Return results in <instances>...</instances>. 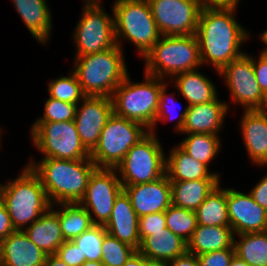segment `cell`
<instances>
[{
	"label": "cell",
	"mask_w": 267,
	"mask_h": 266,
	"mask_svg": "<svg viewBox=\"0 0 267 266\" xmlns=\"http://www.w3.org/2000/svg\"><path fill=\"white\" fill-rule=\"evenodd\" d=\"M237 5L231 7H202L195 33L202 66L211 65L219 72L245 52L242 44L250 37L235 19ZM249 36V37H248Z\"/></svg>",
	"instance_id": "cell-1"
},
{
	"label": "cell",
	"mask_w": 267,
	"mask_h": 266,
	"mask_svg": "<svg viewBox=\"0 0 267 266\" xmlns=\"http://www.w3.org/2000/svg\"><path fill=\"white\" fill-rule=\"evenodd\" d=\"M39 177L52 205L79 203L85 196L90 175L97 168L91 159L44 158L26 164Z\"/></svg>",
	"instance_id": "cell-2"
},
{
	"label": "cell",
	"mask_w": 267,
	"mask_h": 266,
	"mask_svg": "<svg viewBox=\"0 0 267 266\" xmlns=\"http://www.w3.org/2000/svg\"><path fill=\"white\" fill-rule=\"evenodd\" d=\"M123 51L116 44L102 52L75 57L72 71L86 96L112 97L129 74Z\"/></svg>",
	"instance_id": "cell-3"
},
{
	"label": "cell",
	"mask_w": 267,
	"mask_h": 266,
	"mask_svg": "<svg viewBox=\"0 0 267 266\" xmlns=\"http://www.w3.org/2000/svg\"><path fill=\"white\" fill-rule=\"evenodd\" d=\"M0 198L15 230L20 231L38 220L52 206L39 177L27 165L17 178L0 184Z\"/></svg>",
	"instance_id": "cell-4"
},
{
	"label": "cell",
	"mask_w": 267,
	"mask_h": 266,
	"mask_svg": "<svg viewBox=\"0 0 267 266\" xmlns=\"http://www.w3.org/2000/svg\"><path fill=\"white\" fill-rule=\"evenodd\" d=\"M145 74L173 77L202 66L199 43L195 34L185 36L161 35L152 49L144 56Z\"/></svg>",
	"instance_id": "cell-5"
},
{
	"label": "cell",
	"mask_w": 267,
	"mask_h": 266,
	"mask_svg": "<svg viewBox=\"0 0 267 266\" xmlns=\"http://www.w3.org/2000/svg\"><path fill=\"white\" fill-rule=\"evenodd\" d=\"M112 12L116 44L123 49L122 42L128 40L144 58L161 37L148 1L115 0Z\"/></svg>",
	"instance_id": "cell-6"
},
{
	"label": "cell",
	"mask_w": 267,
	"mask_h": 266,
	"mask_svg": "<svg viewBox=\"0 0 267 266\" xmlns=\"http://www.w3.org/2000/svg\"><path fill=\"white\" fill-rule=\"evenodd\" d=\"M143 82H133L129 74L117 86L111 99L113 112L152 130L164 79L144 74Z\"/></svg>",
	"instance_id": "cell-7"
},
{
	"label": "cell",
	"mask_w": 267,
	"mask_h": 266,
	"mask_svg": "<svg viewBox=\"0 0 267 266\" xmlns=\"http://www.w3.org/2000/svg\"><path fill=\"white\" fill-rule=\"evenodd\" d=\"M148 132L142 124L113 112L101 131L97 146L90 153V159L97 168H116L126 153Z\"/></svg>",
	"instance_id": "cell-8"
},
{
	"label": "cell",
	"mask_w": 267,
	"mask_h": 266,
	"mask_svg": "<svg viewBox=\"0 0 267 266\" xmlns=\"http://www.w3.org/2000/svg\"><path fill=\"white\" fill-rule=\"evenodd\" d=\"M154 132L149 131L115 168L123 186L153 182L165 175L166 154Z\"/></svg>",
	"instance_id": "cell-9"
},
{
	"label": "cell",
	"mask_w": 267,
	"mask_h": 266,
	"mask_svg": "<svg viewBox=\"0 0 267 266\" xmlns=\"http://www.w3.org/2000/svg\"><path fill=\"white\" fill-rule=\"evenodd\" d=\"M103 0H85L73 32L75 57L102 52L116 45L114 15L101 6Z\"/></svg>",
	"instance_id": "cell-10"
},
{
	"label": "cell",
	"mask_w": 267,
	"mask_h": 266,
	"mask_svg": "<svg viewBox=\"0 0 267 266\" xmlns=\"http://www.w3.org/2000/svg\"><path fill=\"white\" fill-rule=\"evenodd\" d=\"M33 145L43 158L63 160L90 159L74 120L62 122H34L30 129Z\"/></svg>",
	"instance_id": "cell-11"
},
{
	"label": "cell",
	"mask_w": 267,
	"mask_h": 266,
	"mask_svg": "<svg viewBox=\"0 0 267 266\" xmlns=\"http://www.w3.org/2000/svg\"><path fill=\"white\" fill-rule=\"evenodd\" d=\"M224 78L231 100L244 110H264L267 97L262 93L257 82L252 64V56L244 53L232 60L220 72Z\"/></svg>",
	"instance_id": "cell-12"
},
{
	"label": "cell",
	"mask_w": 267,
	"mask_h": 266,
	"mask_svg": "<svg viewBox=\"0 0 267 266\" xmlns=\"http://www.w3.org/2000/svg\"><path fill=\"white\" fill-rule=\"evenodd\" d=\"M122 190L123 185L115 168H96L79 203L87 210L94 225H105Z\"/></svg>",
	"instance_id": "cell-13"
},
{
	"label": "cell",
	"mask_w": 267,
	"mask_h": 266,
	"mask_svg": "<svg viewBox=\"0 0 267 266\" xmlns=\"http://www.w3.org/2000/svg\"><path fill=\"white\" fill-rule=\"evenodd\" d=\"M161 35L195 34L202 6L197 0H147Z\"/></svg>",
	"instance_id": "cell-14"
},
{
	"label": "cell",
	"mask_w": 267,
	"mask_h": 266,
	"mask_svg": "<svg viewBox=\"0 0 267 266\" xmlns=\"http://www.w3.org/2000/svg\"><path fill=\"white\" fill-rule=\"evenodd\" d=\"M81 102L77 105L74 123L83 145L91 153L113 113V103L111 97L96 96H86Z\"/></svg>",
	"instance_id": "cell-15"
},
{
	"label": "cell",
	"mask_w": 267,
	"mask_h": 266,
	"mask_svg": "<svg viewBox=\"0 0 267 266\" xmlns=\"http://www.w3.org/2000/svg\"><path fill=\"white\" fill-rule=\"evenodd\" d=\"M227 209L234 235L267 231V210L250 193L227 188Z\"/></svg>",
	"instance_id": "cell-16"
},
{
	"label": "cell",
	"mask_w": 267,
	"mask_h": 266,
	"mask_svg": "<svg viewBox=\"0 0 267 266\" xmlns=\"http://www.w3.org/2000/svg\"><path fill=\"white\" fill-rule=\"evenodd\" d=\"M138 217L165 212L172 204L171 183L165 174L148 183L123 186Z\"/></svg>",
	"instance_id": "cell-17"
},
{
	"label": "cell",
	"mask_w": 267,
	"mask_h": 266,
	"mask_svg": "<svg viewBox=\"0 0 267 266\" xmlns=\"http://www.w3.org/2000/svg\"><path fill=\"white\" fill-rule=\"evenodd\" d=\"M228 111H230L229 104L219 100V97L206 103L191 105L186 113L181 133L219 135L225 125L223 123Z\"/></svg>",
	"instance_id": "cell-18"
},
{
	"label": "cell",
	"mask_w": 267,
	"mask_h": 266,
	"mask_svg": "<svg viewBox=\"0 0 267 266\" xmlns=\"http://www.w3.org/2000/svg\"><path fill=\"white\" fill-rule=\"evenodd\" d=\"M104 228L111 236L138 250L141 242L139 217L124 190L116 197L111 216Z\"/></svg>",
	"instance_id": "cell-19"
},
{
	"label": "cell",
	"mask_w": 267,
	"mask_h": 266,
	"mask_svg": "<svg viewBox=\"0 0 267 266\" xmlns=\"http://www.w3.org/2000/svg\"><path fill=\"white\" fill-rule=\"evenodd\" d=\"M243 112L239 125L247 155L253 164L267 167V111Z\"/></svg>",
	"instance_id": "cell-20"
},
{
	"label": "cell",
	"mask_w": 267,
	"mask_h": 266,
	"mask_svg": "<svg viewBox=\"0 0 267 266\" xmlns=\"http://www.w3.org/2000/svg\"><path fill=\"white\" fill-rule=\"evenodd\" d=\"M46 257L24 231L16 230L0 243L1 266H44Z\"/></svg>",
	"instance_id": "cell-21"
},
{
	"label": "cell",
	"mask_w": 267,
	"mask_h": 266,
	"mask_svg": "<svg viewBox=\"0 0 267 266\" xmlns=\"http://www.w3.org/2000/svg\"><path fill=\"white\" fill-rule=\"evenodd\" d=\"M11 1L34 39L43 45L49 43L53 22L47 0Z\"/></svg>",
	"instance_id": "cell-22"
},
{
	"label": "cell",
	"mask_w": 267,
	"mask_h": 266,
	"mask_svg": "<svg viewBox=\"0 0 267 266\" xmlns=\"http://www.w3.org/2000/svg\"><path fill=\"white\" fill-rule=\"evenodd\" d=\"M52 205L40 218L23 231L47 255L56 254L65 241L61 232L59 209Z\"/></svg>",
	"instance_id": "cell-23"
},
{
	"label": "cell",
	"mask_w": 267,
	"mask_h": 266,
	"mask_svg": "<svg viewBox=\"0 0 267 266\" xmlns=\"http://www.w3.org/2000/svg\"><path fill=\"white\" fill-rule=\"evenodd\" d=\"M137 251L148 260L168 263L187 252V242L165 228L144 237Z\"/></svg>",
	"instance_id": "cell-24"
},
{
	"label": "cell",
	"mask_w": 267,
	"mask_h": 266,
	"mask_svg": "<svg viewBox=\"0 0 267 266\" xmlns=\"http://www.w3.org/2000/svg\"><path fill=\"white\" fill-rule=\"evenodd\" d=\"M165 174L170 181H193L199 179H220L217 172L189 156L179 145L172 147L166 156Z\"/></svg>",
	"instance_id": "cell-25"
},
{
	"label": "cell",
	"mask_w": 267,
	"mask_h": 266,
	"mask_svg": "<svg viewBox=\"0 0 267 266\" xmlns=\"http://www.w3.org/2000/svg\"><path fill=\"white\" fill-rule=\"evenodd\" d=\"M173 78L171 82L185 98L188 106L206 103L218 97L215 83L198 69L180 73Z\"/></svg>",
	"instance_id": "cell-26"
},
{
	"label": "cell",
	"mask_w": 267,
	"mask_h": 266,
	"mask_svg": "<svg viewBox=\"0 0 267 266\" xmlns=\"http://www.w3.org/2000/svg\"><path fill=\"white\" fill-rule=\"evenodd\" d=\"M234 247V232L231 227L197 225L187 242V252L204 253Z\"/></svg>",
	"instance_id": "cell-27"
},
{
	"label": "cell",
	"mask_w": 267,
	"mask_h": 266,
	"mask_svg": "<svg viewBox=\"0 0 267 266\" xmlns=\"http://www.w3.org/2000/svg\"><path fill=\"white\" fill-rule=\"evenodd\" d=\"M220 181V179L170 181L172 204L184 209L196 211Z\"/></svg>",
	"instance_id": "cell-28"
},
{
	"label": "cell",
	"mask_w": 267,
	"mask_h": 266,
	"mask_svg": "<svg viewBox=\"0 0 267 266\" xmlns=\"http://www.w3.org/2000/svg\"><path fill=\"white\" fill-rule=\"evenodd\" d=\"M195 212L198 225L230 227L227 188H221L219 183Z\"/></svg>",
	"instance_id": "cell-29"
},
{
	"label": "cell",
	"mask_w": 267,
	"mask_h": 266,
	"mask_svg": "<svg viewBox=\"0 0 267 266\" xmlns=\"http://www.w3.org/2000/svg\"><path fill=\"white\" fill-rule=\"evenodd\" d=\"M234 247L236 255L249 266H267V231L234 235Z\"/></svg>",
	"instance_id": "cell-30"
},
{
	"label": "cell",
	"mask_w": 267,
	"mask_h": 266,
	"mask_svg": "<svg viewBox=\"0 0 267 266\" xmlns=\"http://www.w3.org/2000/svg\"><path fill=\"white\" fill-rule=\"evenodd\" d=\"M59 221L65 241H71L94 226L91 216L80 203H59Z\"/></svg>",
	"instance_id": "cell-31"
},
{
	"label": "cell",
	"mask_w": 267,
	"mask_h": 266,
	"mask_svg": "<svg viewBox=\"0 0 267 266\" xmlns=\"http://www.w3.org/2000/svg\"><path fill=\"white\" fill-rule=\"evenodd\" d=\"M179 145L189 156L208 167L221 150V138L214 134H186Z\"/></svg>",
	"instance_id": "cell-32"
},
{
	"label": "cell",
	"mask_w": 267,
	"mask_h": 266,
	"mask_svg": "<svg viewBox=\"0 0 267 266\" xmlns=\"http://www.w3.org/2000/svg\"><path fill=\"white\" fill-rule=\"evenodd\" d=\"M165 219L167 228L186 242L190 240L198 225L195 211L173 204L165 211Z\"/></svg>",
	"instance_id": "cell-33"
},
{
	"label": "cell",
	"mask_w": 267,
	"mask_h": 266,
	"mask_svg": "<svg viewBox=\"0 0 267 266\" xmlns=\"http://www.w3.org/2000/svg\"><path fill=\"white\" fill-rule=\"evenodd\" d=\"M48 93V97L77 105L86 97L72 70L68 76L53 78L48 84Z\"/></svg>",
	"instance_id": "cell-34"
},
{
	"label": "cell",
	"mask_w": 267,
	"mask_h": 266,
	"mask_svg": "<svg viewBox=\"0 0 267 266\" xmlns=\"http://www.w3.org/2000/svg\"><path fill=\"white\" fill-rule=\"evenodd\" d=\"M107 234L104 225H94L72 241L79 247L86 261H101L102 243Z\"/></svg>",
	"instance_id": "cell-35"
},
{
	"label": "cell",
	"mask_w": 267,
	"mask_h": 266,
	"mask_svg": "<svg viewBox=\"0 0 267 266\" xmlns=\"http://www.w3.org/2000/svg\"><path fill=\"white\" fill-rule=\"evenodd\" d=\"M101 262L104 266H123L126 261L137 251L130 245L106 234L102 243Z\"/></svg>",
	"instance_id": "cell-36"
},
{
	"label": "cell",
	"mask_w": 267,
	"mask_h": 266,
	"mask_svg": "<svg viewBox=\"0 0 267 266\" xmlns=\"http://www.w3.org/2000/svg\"><path fill=\"white\" fill-rule=\"evenodd\" d=\"M167 88H168V84H167V81H166V83L162 86V88L160 90V93H159L158 110H157V113H156V118H155L154 124L152 126L151 132H155L156 133V130H155L156 129L155 127L157 126L156 123L158 124L159 121L167 122L169 119L172 118V113L173 114L175 113V112H172V111H174L173 108L176 107L174 105H176L177 102H176V99H175L174 94H173V96H172L173 99H171L172 100V104H171L170 95H168L169 92L167 93ZM169 102H170V106H169ZM188 108H189V106H188V104H186V106L183 109V111L180 112V114H178L179 117H178V115L175 116V117H178L177 118L178 121L175 122V125H174L175 129L174 130L179 132V133H181V131H182L183 127H184L185 117H186V113L188 111ZM170 112H172V113H170Z\"/></svg>",
	"instance_id": "cell-37"
},
{
	"label": "cell",
	"mask_w": 267,
	"mask_h": 266,
	"mask_svg": "<svg viewBox=\"0 0 267 266\" xmlns=\"http://www.w3.org/2000/svg\"><path fill=\"white\" fill-rule=\"evenodd\" d=\"M77 104L49 97L44 103L43 116L35 122H62L74 120Z\"/></svg>",
	"instance_id": "cell-38"
},
{
	"label": "cell",
	"mask_w": 267,
	"mask_h": 266,
	"mask_svg": "<svg viewBox=\"0 0 267 266\" xmlns=\"http://www.w3.org/2000/svg\"><path fill=\"white\" fill-rule=\"evenodd\" d=\"M167 228L165 212L152 213L139 217L140 240L152 235L153 232L163 231Z\"/></svg>",
	"instance_id": "cell-39"
},
{
	"label": "cell",
	"mask_w": 267,
	"mask_h": 266,
	"mask_svg": "<svg viewBox=\"0 0 267 266\" xmlns=\"http://www.w3.org/2000/svg\"><path fill=\"white\" fill-rule=\"evenodd\" d=\"M235 255V248H227L197 255V258L200 266H230Z\"/></svg>",
	"instance_id": "cell-40"
},
{
	"label": "cell",
	"mask_w": 267,
	"mask_h": 266,
	"mask_svg": "<svg viewBox=\"0 0 267 266\" xmlns=\"http://www.w3.org/2000/svg\"><path fill=\"white\" fill-rule=\"evenodd\" d=\"M69 266H81L86 257H82L79 247L71 240L64 241L56 253Z\"/></svg>",
	"instance_id": "cell-41"
},
{
	"label": "cell",
	"mask_w": 267,
	"mask_h": 266,
	"mask_svg": "<svg viewBox=\"0 0 267 266\" xmlns=\"http://www.w3.org/2000/svg\"><path fill=\"white\" fill-rule=\"evenodd\" d=\"M256 58L252 57L253 69L259 87L262 93L267 97V62L259 54Z\"/></svg>",
	"instance_id": "cell-42"
},
{
	"label": "cell",
	"mask_w": 267,
	"mask_h": 266,
	"mask_svg": "<svg viewBox=\"0 0 267 266\" xmlns=\"http://www.w3.org/2000/svg\"><path fill=\"white\" fill-rule=\"evenodd\" d=\"M15 231L7 208L0 198V243Z\"/></svg>",
	"instance_id": "cell-43"
},
{
	"label": "cell",
	"mask_w": 267,
	"mask_h": 266,
	"mask_svg": "<svg viewBox=\"0 0 267 266\" xmlns=\"http://www.w3.org/2000/svg\"><path fill=\"white\" fill-rule=\"evenodd\" d=\"M254 201L267 210V173L249 192Z\"/></svg>",
	"instance_id": "cell-44"
},
{
	"label": "cell",
	"mask_w": 267,
	"mask_h": 266,
	"mask_svg": "<svg viewBox=\"0 0 267 266\" xmlns=\"http://www.w3.org/2000/svg\"><path fill=\"white\" fill-rule=\"evenodd\" d=\"M168 266H200V264L197 255L186 252L168 262Z\"/></svg>",
	"instance_id": "cell-45"
},
{
	"label": "cell",
	"mask_w": 267,
	"mask_h": 266,
	"mask_svg": "<svg viewBox=\"0 0 267 266\" xmlns=\"http://www.w3.org/2000/svg\"><path fill=\"white\" fill-rule=\"evenodd\" d=\"M202 7H231L241 0H197Z\"/></svg>",
	"instance_id": "cell-46"
},
{
	"label": "cell",
	"mask_w": 267,
	"mask_h": 266,
	"mask_svg": "<svg viewBox=\"0 0 267 266\" xmlns=\"http://www.w3.org/2000/svg\"><path fill=\"white\" fill-rule=\"evenodd\" d=\"M144 256L136 251L123 266H143Z\"/></svg>",
	"instance_id": "cell-47"
},
{
	"label": "cell",
	"mask_w": 267,
	"mask_h": 266,
	"mask_svg": "<svg viewBox=\"0 0 267 266\" xmlns=\"http://www.w3.org/2000/svg\"><path fill=\"white\" fill-rule=\"evenodd\" d=\"M44 266H69L58 255H47Z\"/></svg>",
	"instance_id": "cell-48"
},
{
	"label": "cell",
	"mask_w": 267,
	"mask_h": 266,
	"mask_svg": "<svg viewBox=\"0 0 267 266\" xmlns=\"http://www.w3.org/2000/svg\"><path fill=\"white\" fill-rule=\"evenodd\" d=\"M143 266H168V263L157 260H148L144 257Z\"/></svg>",
	"instance_id": "cell-49"
},
{
	"label": "cell",
	"mask_w": 267,
	"mask_h": 266,
	"mask_svg": "<svg viewBox=\"0 0 267 266\" xmlns=\"http://www.w3.org/2000/svg\"><path fill=\"white\" fill-rule=\"evenodd\" d=\"M230 266H249L245 261L240 259L237 255L231 260Z\"/></svg>",
	"instance_id": "cell-50"
},
{
	"label": "cell",
	"mask_w": 267,
	"mask_h": 266,
	"mask_svg": "<svg viewBox=\"0 0 267 266\" xmlns=\"http://www.w3.org/2000/svg\"><path fill=\"white\" fill-rule=\"evenodd\" d=\"M81 266H104L101 261H85Z\"/></svg>",
	"instance_id": "cell-51"
},
{
	"label": "cell",
	"mask_w": 267,
	"mask_h": 266,
	"mask_svg": "<svg viewBox=\"0 0 267 266\" xmlns=\"http://www.w3.org/2000/svg\"><path fill=\"white\" fill-rule=\"evenodd\" d=\"M260 40L265 45L264 48H267V29L265 31H262V33H260Z\"/></svg>",
	"instance_id": "cell-52"
},
{
	"label": "cell",
	"mask_w": 267,
	"mask_h": 266,
	"mask_svg": "<svg viewBox=\"0 0 267 266\" xmlns=\"http://www.w3.org/2000/svg\"><path fill=\"white\" fill-rule=\"evenodd\" d=\"M259 55L267 62V48H263Z\"/></svg>",
	"instance_id": "cell-53"
}]
</instances>
